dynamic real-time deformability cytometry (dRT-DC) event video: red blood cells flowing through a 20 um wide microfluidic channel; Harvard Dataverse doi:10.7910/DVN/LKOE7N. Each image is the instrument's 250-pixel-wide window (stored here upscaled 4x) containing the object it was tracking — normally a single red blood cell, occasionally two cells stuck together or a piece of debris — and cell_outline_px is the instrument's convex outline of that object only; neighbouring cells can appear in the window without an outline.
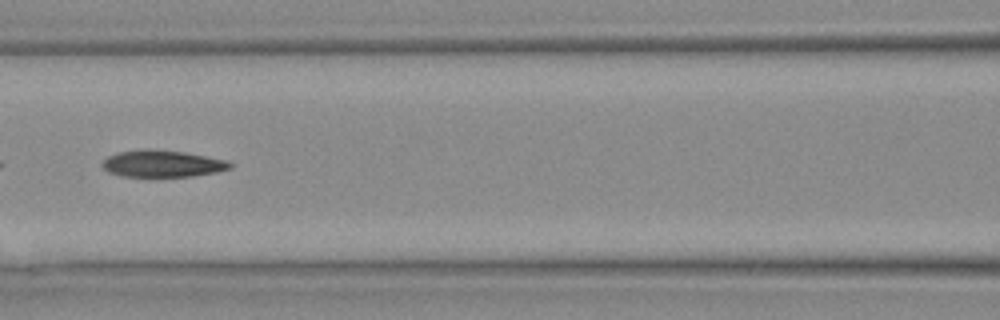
{"species": "Egyptian fruit bat (a non-hibernating species)", "species_latin": "Rousettus aegyptiacus", "temperature_condition": "warm", "stored_images_in_passage": 21, "camera_frame_rate_fps": 3000, "um_per_image_px": 0.085, "animal": {"sex": "female"}, "frame": {"image": 1, "passage_image": 7, "time_ms": 2.0, "image_size_px": [1000, 320], "cell_outline_px": [[232, 168], [216, 172], [192, 176], [124, 176], [108, 172], [100, 164], [108, 156], [116, 152], [148, 148], [184, 152], [228, 160], [232, 164]], "centroid_in_image_um": [13.8, 13.9], "position_along_channel_um": 152.8, "area_um2": 20.0}}
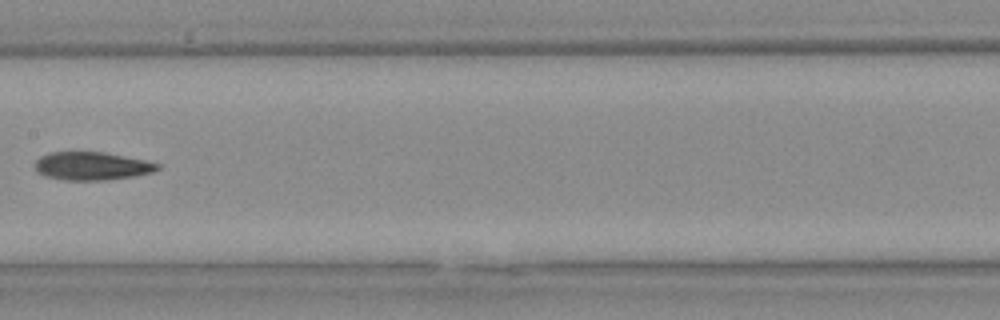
{"frame": {"image": 2, "passage_image": 9, "time_ms": 2.667, "image_size_px": [1000, 320], "cell_outline_px": [[160, 168], [152, 172], [136, 176], [108, 180], [64, 180], [44, 176], [36, 172], [36, 160], [40, 156], [52, 152], [104, 152], [144, 160], [160, 164]], "centroid_in_image_um": [7.8, 14.12], "position_along_channel_um": 199.6, "area_um2": 20.11}}